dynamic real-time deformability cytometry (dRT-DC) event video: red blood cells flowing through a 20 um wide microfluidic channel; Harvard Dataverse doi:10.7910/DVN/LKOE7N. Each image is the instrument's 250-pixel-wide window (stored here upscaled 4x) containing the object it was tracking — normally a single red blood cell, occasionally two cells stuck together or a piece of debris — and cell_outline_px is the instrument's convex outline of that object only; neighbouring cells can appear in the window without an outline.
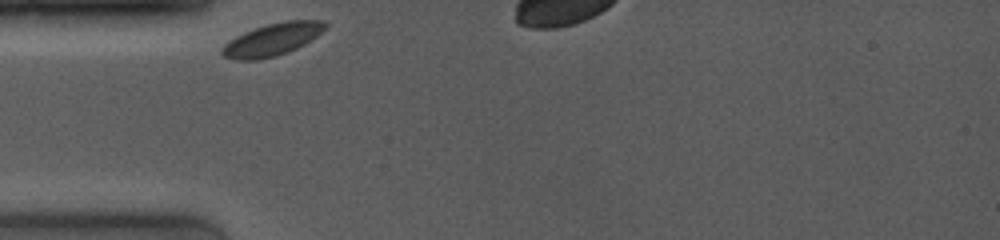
{"species": "common noctule bat (a hibernating species)", "species_latin": "Nyctalus noctula", "temperature_condition": "room temperature", "stored_images_in_passage": 11, "camera_frame_rate_fps": 4000, "um_per_image_px": 0.085, "animal": {"sex": "female", "body_mass_g": 19.0, "forearm_length_mm": 53.3}, "frame": {"image": 1, "passage_image": 1, "time_ms": 0.0, "image_size_px": [1000, 240], "cell_outline_px": [[328, 24], [316, 36], [304, 44], [296, 48], [276, 56], [256, 60], [236, 60], [224, 56], [220, 52], [220, 48], [224, 44], [236, 36], [244, 32], [268, 24], [284, 20], [324, 20]], "centroid_in_image_um": [23.12, 3.36], "position_along_channel_um": 61.9, "area_um2": 19.31}}